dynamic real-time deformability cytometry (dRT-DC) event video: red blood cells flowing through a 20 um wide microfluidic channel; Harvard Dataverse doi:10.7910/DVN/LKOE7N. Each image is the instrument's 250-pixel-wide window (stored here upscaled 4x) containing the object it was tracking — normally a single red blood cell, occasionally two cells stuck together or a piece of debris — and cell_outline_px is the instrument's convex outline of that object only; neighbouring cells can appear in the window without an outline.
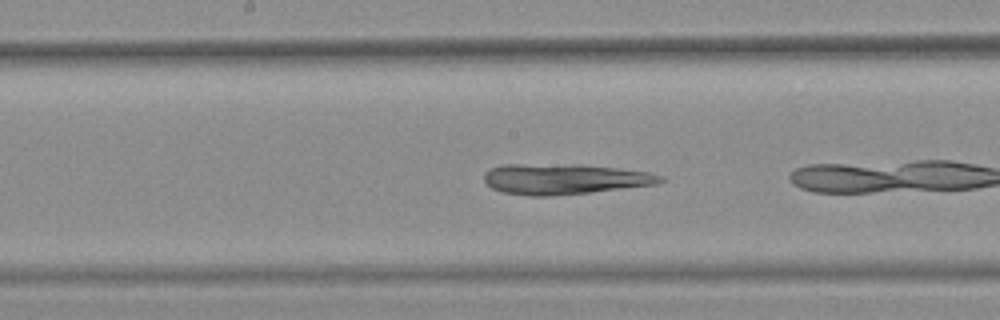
{"species": "common noctule bat (a hibernating species)", "species_latin": "Nyctalus noctula", "temperature_condition": "warm", "stored_images_in_passage": 16, "camera_frame_rate_fps": 3000, "um_per_image_px": 0.085, "animal": {"sex": "female", "body_mass_g": 25.1}, "frame": {"image": 1, "passage_image": 7, "time_ms": 2.0, "image_size_px": [1000, 320], "cell_outline_px": [[664, 180], [656, 184], [592, 192], [548, 196], [528, 196], [500, 192], [492, 188], [484, 180], [484, 172], [492, 168], [504, 164], [580, 164], [616, 168], [648, 172], [664, 176]], "centroid_in_image_um": [47.94, 15.21], "position_along_channel_um": 200.3, "area_um2": 31.44}}
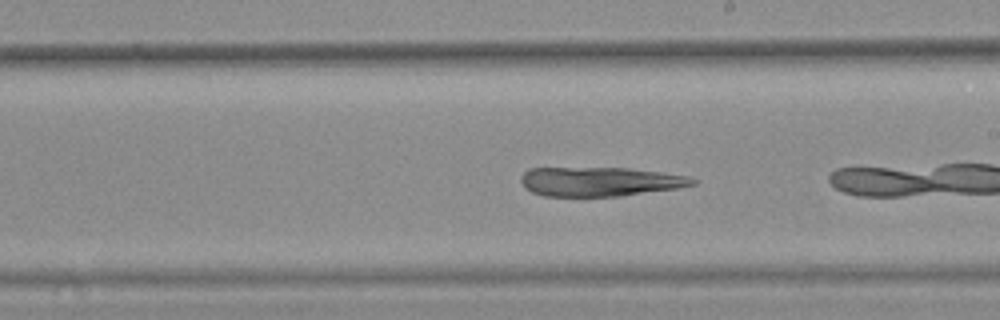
{"frame": {"image": 2, "passage_image": 10, "time_ms": 3.0, "image_size_px": [1000, 320], "cell_outline_px": [[696, 184], [676, 188], [620, 196], [544, 196], [532, 192], [524, 188], [520, 180], [520, 176], [528, 168], [628, 168], [660, 172], [688, 176], [696, 180]], "centroid_in_image_um": [50.94, 15.43], "position_along_channel_um": 238.1, "area_um2": 29.19}}